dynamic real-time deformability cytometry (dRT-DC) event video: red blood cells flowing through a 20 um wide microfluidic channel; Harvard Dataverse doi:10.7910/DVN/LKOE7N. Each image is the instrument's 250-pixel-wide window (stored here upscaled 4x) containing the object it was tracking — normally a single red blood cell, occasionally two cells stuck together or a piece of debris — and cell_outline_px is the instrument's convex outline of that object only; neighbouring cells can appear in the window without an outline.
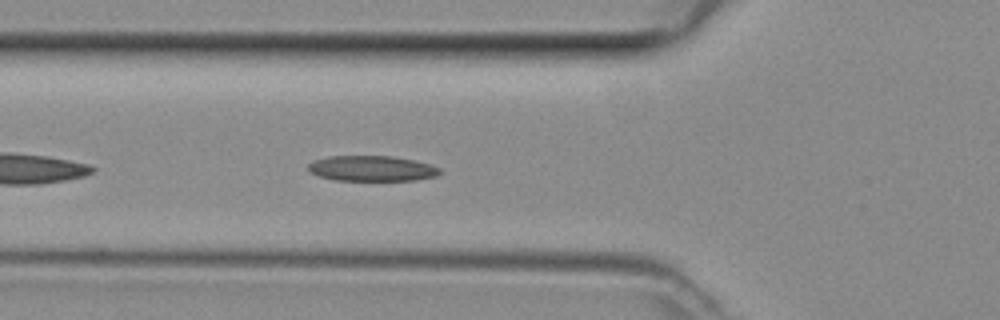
{"species": "common noctule bat (a hibernating species)", "species_latin": "Nyctalus noctula", "temperature_condition": "room temperature", "stored_images_in_passage": 35, "camera_frame_rate_fps": 3000, "um_per_image_px": 0.085, "animal": {"sex": "female", "body_mass_g": 29.2, "forearm_length_mm": 56.3}, "frame": {"image": 1, "passage_image": 5, "time_ms": 1.333, "image_size_px": [1000, 320], "cell_outline_px": [[440, 172], [436, 176], [416, 180], [332, 180], [320, 176], [312, 172], [308, 168], [308, 164], [312, 160], [328, 156], [392, 156], [412, 160], [428, 164], [440, 168]], "centroid_in_image_um": [31.57, 14.31], "position_along_channel_um": 94.2, "area_um2": 19.36}}
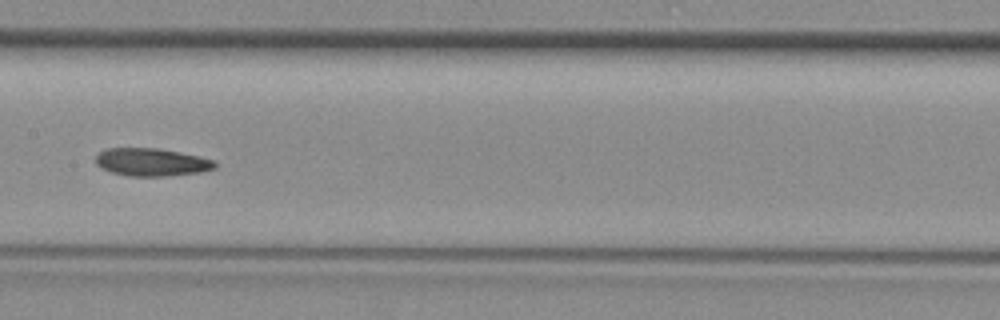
{"frame": {"image": 2, "passage_image": 12, "time_ms": 3.667, "image_size_px": [1000, 320], "cell_outline_px": [[216, 168], [200, 172], [164, 176], [128, 176], [112, 172], [100, 168], [96, 164], [96, 156], [100, 152], [108, 148], [160, 148], [200, 156], [212, 160], [216, 164]], "centroid_in_image_um": [12.87, 13.78], "position_along_channel_um": 194.5, "area_um2": 19.31}}
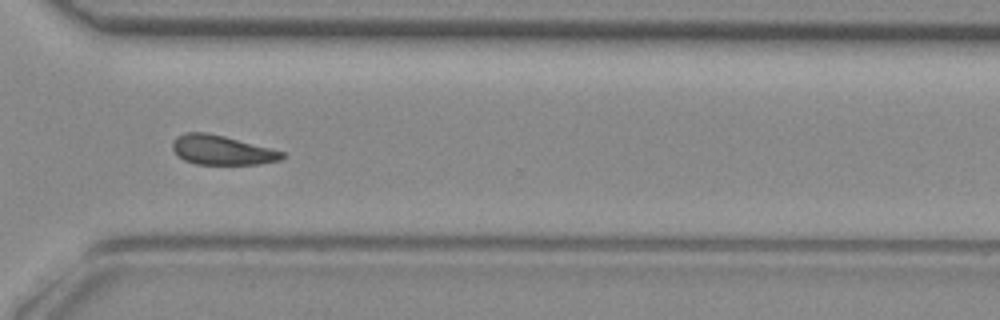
{"frame": {"image": 3, "passage_image": 23, "time_ms": 7.333, "image_size_px": [1000, 320], "cell_outline_px": [[284, 156], [280, 160], [260, 164], [196, 164], [184, 160], [172, 148], [172, 144], [176, 136], [188, 132], [204, 132], [224, 136], [284, 152]], "centroid_in_image_um": [18.84, 12.76], "position_along_channel_um": 351.8, "area_um2": 18.5}}